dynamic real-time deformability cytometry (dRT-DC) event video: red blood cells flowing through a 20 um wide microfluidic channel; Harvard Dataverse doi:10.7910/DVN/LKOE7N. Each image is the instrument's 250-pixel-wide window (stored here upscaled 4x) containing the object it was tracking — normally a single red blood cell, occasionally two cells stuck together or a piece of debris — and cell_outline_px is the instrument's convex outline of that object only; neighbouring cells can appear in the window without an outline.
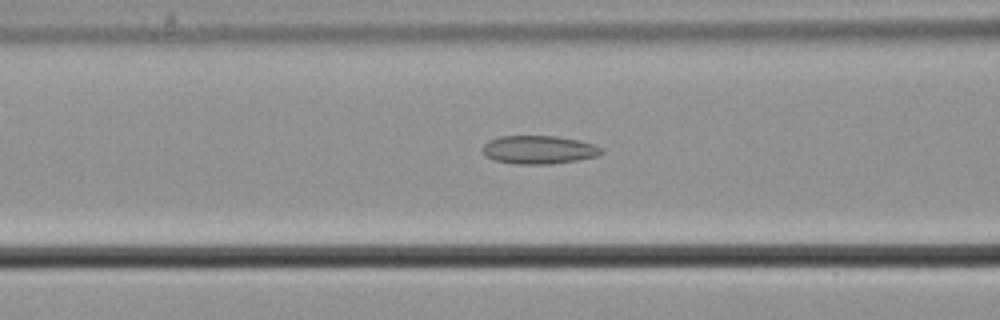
{"species": "common noctule bat (a hibernating species)", "species_latin": "Nyctalus noctula", "temperature_condition": "cold", "stored_images_in_passage": 40, "camera_frame_rate_fps": 3000, "um_per_image_px": 0.085, "animal": {"sex": "male", "body_mass_g": 21.5, "forearm_length_mm": 52.0}, "frame": {"image": 1, "passage_image": 7, "time_ms": 2.0, "image_size_px": [1000, 320], "cell_outline_px": [[604, 152], [596, 156], [576, 160], [552, 164], [516, 164], [496, 160], [484, 156], [484, 144], [488, 140], [500, 136], [556, 136], [580, 140], [604, 148]], "centroid_in_image_um": [45.82, 12.72], "position_along_channel_um": 120.8, "area_um2": 19.59}}
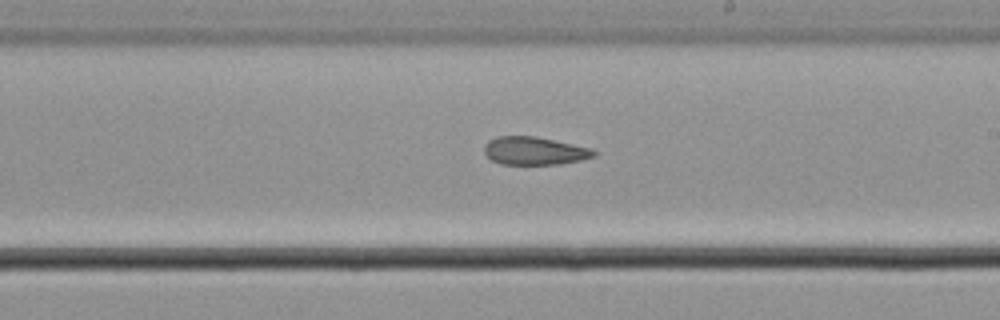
{"frame": {"image": 2, "passage_image": 17, "time_ms": 5.333, "image_size_px": [1000, 320], "cell_outline_px": [[596, 156], [580, 160], [560, 164], [500, 164], [492, 160], [484, 152], [484, 144], [488, 140], [496, 136], [536, 136], [592, 148], [596, 152]], "centroid_in_image_um": [45.42, 12.81], "position_along_channel_um": 243.6, "area_um2": 17.98}}
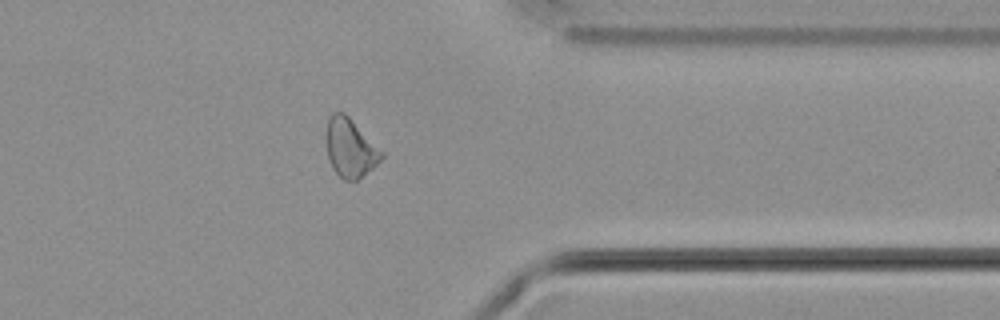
{"frame": {"image": 3, "passage_image": 29, "time_ms": 9.333, "image_size_px": [1000, 320], "cell_outline_px": [[384, 156], [372, 168], [356, 180], [344, 180], [332, 168], [328, 160], [328, 120], [332, 112], [344, 112], [384, 152]], "centroid_in_image_um": [29.79, 12.58], "position_along_channel_um": 381.6, "area_um2": 18.38}, "authors_computed_cell_mechanics": {"area_um2": 18.785, "velocity_mm_per_s": 3.6867, "shape_relaxation_time_tau1_ms": null, "shape_relaxation_time_tau2_ms": 6.0109, "deformation_change_tau1": null, "deformation_change_tau2": 0.147}}